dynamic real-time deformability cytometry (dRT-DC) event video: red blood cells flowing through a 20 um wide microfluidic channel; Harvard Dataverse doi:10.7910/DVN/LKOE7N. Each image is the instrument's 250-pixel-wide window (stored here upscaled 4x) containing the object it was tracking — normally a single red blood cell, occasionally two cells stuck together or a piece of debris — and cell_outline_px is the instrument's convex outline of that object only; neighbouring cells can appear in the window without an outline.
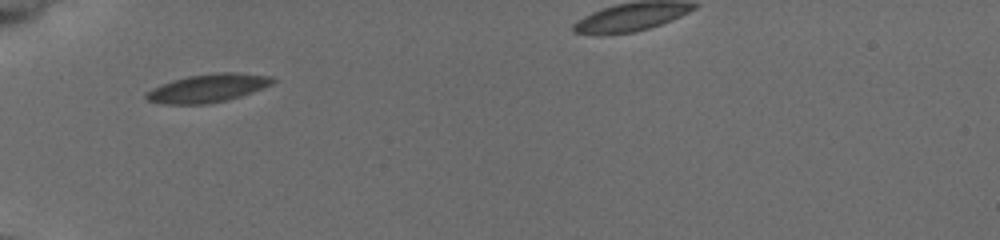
{"species": "common noctule bat (a hibernating species)", "species_latin": "Nyctalus noctula", "temperature_condition": "cold", "stored_images_in_passage": 32, "camera_frame_rate_fps": 3000, "um_per_image_px": 0.085, "animal": {"sex": "female", "body_mass_g": 19.5, "forearm_length_mm": 54.1}, "frame": {"image": 1, "passage_image": 1, "time_ms": 0.0, "image_size_px": [1000, 240], "cell_outline_px": [[276, 80], [272, 84], [252, 92], [228, 100], [204, 104], [160, 104], [148, 100], [144, 96], [144, 92], [152, 88], [172, 80], [188, 76], [216, 72], [236, 72], [272, 76]], "centroid_in_image_um": [17.65, 7.49], "position_along_channel_um": 67.4, "area_um2": 20.92}}
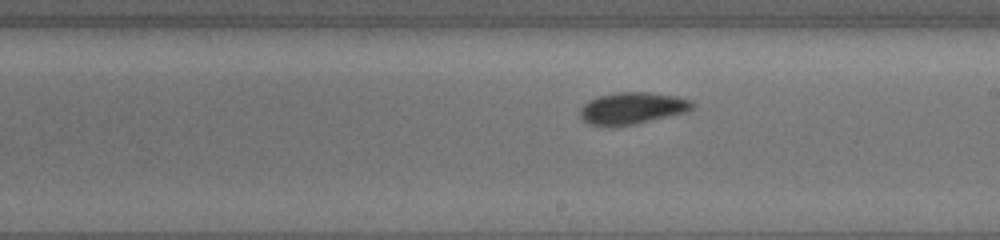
{"frame": {"image": 2, "passage_image": 15, "time_ms": 4.667, "image_size_px": [1000, 240], "cell_outline_px": [[696, 104], [688, 112], [636, 124], [608, 128], [592, 124], [584, 120], [580, 116], [580, 108], [588, 100], [600, 96], [616, 92], [648, 92], [676, 96], [692, 100]], "centroid_in_image_um": [53.76, 9.21], "position_along_channel_um": 235.2, "area_um2": 21.15}}
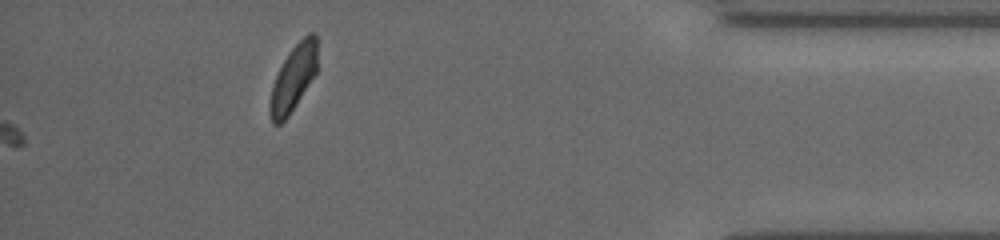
{"frame": {"image": 3, "passage_image": 32, "time_ms": 10.333, "image_size_px": [1000, 240], "cell_outline_px": [[316, 72], [288, 116], [280, 124], [272, 124], [268, 112], [268, 104], [272, 88], [276, 76], [284, 60], [292, 48], [308, 32], [312, 32], [316, 36]], "centroid_in_image_um": [24.9, 6.67], "position_along_channel_um": 410.3, "area_um2": 17.8}, "authors_computed_cell_mechanics": {"area_um2": 20.2878, "velocity_mm_per_s": 3.7357, "shape_relaxation_time_tau1_ms": 4.5284, "shape_relaxation_time_tau2_ms": 2.464, "deformation_change_tau1": 0.1092, "deformation_change_tau2": 0.0555}}